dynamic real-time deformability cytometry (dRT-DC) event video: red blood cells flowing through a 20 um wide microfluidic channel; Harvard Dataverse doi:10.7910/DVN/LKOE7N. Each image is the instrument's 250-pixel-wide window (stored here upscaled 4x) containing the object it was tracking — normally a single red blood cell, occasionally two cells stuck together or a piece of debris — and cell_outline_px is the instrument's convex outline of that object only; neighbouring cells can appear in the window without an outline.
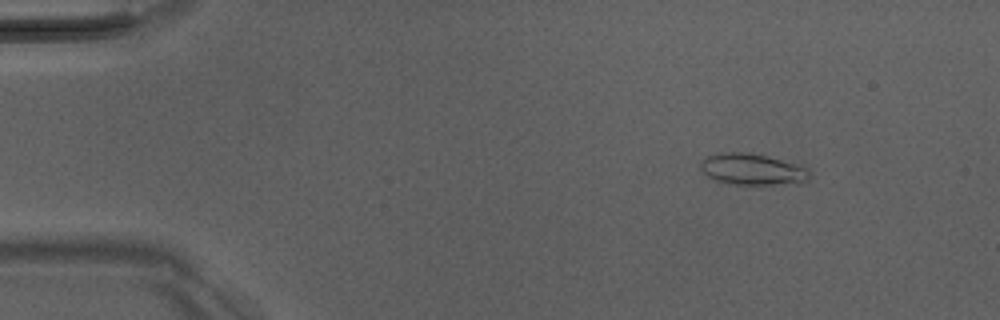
{"species": "Egyptian fruit bat (a non-hibernating species)", "species_latin": "Rousettus aegyptiacus", "temperature_condition": "room temperature", "stored_images_in_passage": 48, "camera_frame_rate_fps": 3000, "um_per_image_px": 0.085, "animal": {"sex": "male"}, "frame": {"image": 1, "passage_image": 4, "time_ms": 1.0, "image_size_px": [1000, 320], "cell_outline_px": [[812, 176], [808, 180], [772, 184], [736, 184], [716, 180], [708, 176], [700, 168], [700, 160], [708, 156], [720, 152], [740, 152], [764, 156], [780, 160], [808, 168]], "centroid_in_image_um": [63.9, 14.38], "position_along_channel_um": 21.1, "area_um2": 19.31}}
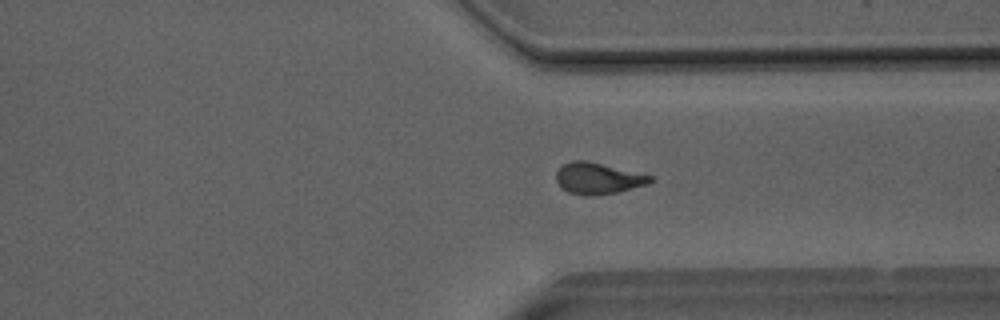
{"frame": {"image": 2, "passage_image": 36, "time_ms": 11.667, "image_size_px": [1000, 320], "cell_outline_px": [[652, 180], [648, 184], [616, 192], [588, 196], [584, 196], [568, 192], [556, 180], [556, 172], [564, 164], [572, 160], [588, 160], [652, 176]], "centroid_in_image_um": [50.81, 15.15], "position_along_channel_um": 360.6, "area_um2": 16.94}}
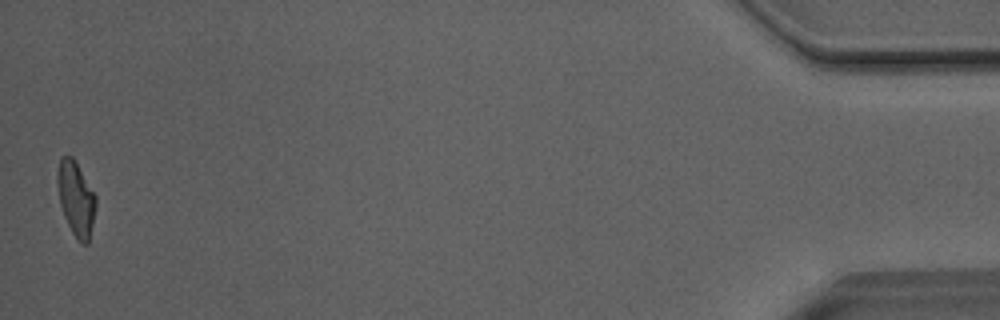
{"frame": {"image": 3, "passage_image": 48, "time_ms": 15.667, "image_size_px": [1000, 320], "cell_outline_px": [[96, 204], [88, 244], [84, 244], [72, 232], [64, 216], [60, 204], [56, 180], [56, 172], [60, 156], [72, 156], [96, 196]], "centroid_in_image_um": [6.43, 16.83], "position_along_channel_um": 428.8, "area_um2": 16.42}, "authors_computed_cell_mechanics": {"area_um2": 17.051, "velocity_mm_per_s": 4.0496, "shape_relaxation_time_tau1_ms": 5.0109, "shape_relaxation_time_tau2_ms": 2.3074, "deformation_change_tau1": 0.1793, "deformation_change_tau2": 0.0991}}